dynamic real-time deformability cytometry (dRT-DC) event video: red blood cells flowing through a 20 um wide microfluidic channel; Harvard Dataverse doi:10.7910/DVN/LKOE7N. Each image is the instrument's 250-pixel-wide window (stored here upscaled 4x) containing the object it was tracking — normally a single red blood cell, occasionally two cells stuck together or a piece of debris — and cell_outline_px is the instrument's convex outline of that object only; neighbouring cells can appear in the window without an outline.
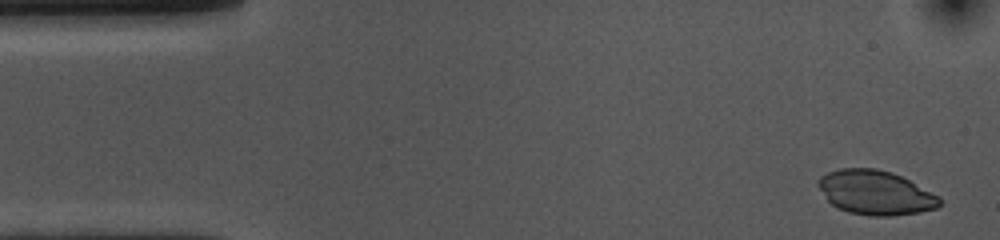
{"species": "common noctule bat (a hibernating species)", "species_latin": "Nyctalus noctula", "temperature_condition": "cold", "stored_images_in_passage": 44, "camera_frame_rate_fps": 3000, "um_per_image_px": 0.085, "animal": {"sex": "female", "body_mass_g": 10.0, "forearm_length_mm": 53.1}, "frame": {"image": 1, "passage_image": 2, "time_ms": 0.333, "image_size_px": [1000, 240], "cell_outline_px": [[940, 204], [936, 208], [920, 212], [892, 216], [868, 216], [848, 212], [836, 208], [828, 200], [816, 184], [816, 180], [820, 176], [828, 172], [840, 168], [876, 168], [892, 172], [940, 196]], "centroid_in_image_um": [74.38, 16.37], "position_along_channel_um": 10.6, "area_um2": 31.44}}
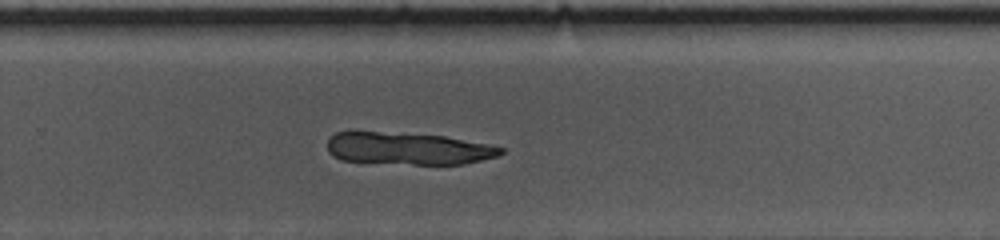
{"frame": {"image": 2, "passage_image": 33, "time_ms": 10.667, "image_size_px": [1000, 240], "cell_outline_px": [[504, 152], [496, 156], [464, 164], [412, 164], [344, 160], [332, 156], [328, 152], [328, 140], [336, 132], [352, 128], [356, 128], [444, 136], [488, 144], [504, 148]], "centroid_in_image_um": [34.58, 12.57], "position_along_channel_um": 295.2, "area_um2": 33.35}}